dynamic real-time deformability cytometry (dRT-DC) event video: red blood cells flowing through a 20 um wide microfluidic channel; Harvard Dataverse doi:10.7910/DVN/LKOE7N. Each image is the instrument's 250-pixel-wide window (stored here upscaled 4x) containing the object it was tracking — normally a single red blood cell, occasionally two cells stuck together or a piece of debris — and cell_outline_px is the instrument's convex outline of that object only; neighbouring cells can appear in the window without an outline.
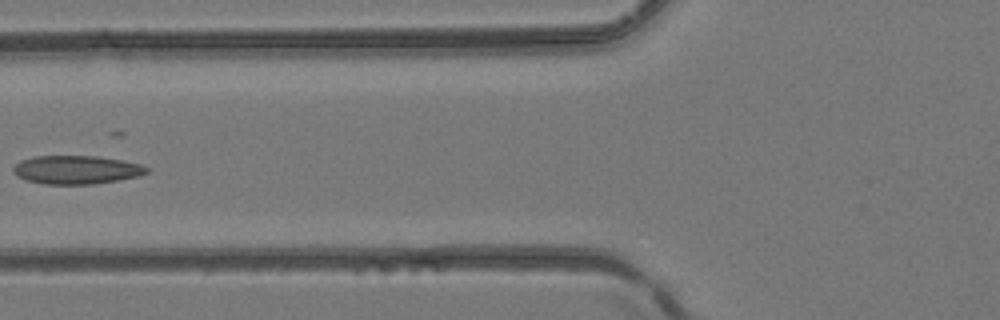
{"species": "common noctule bat (a hibernating species)", "species_latin": "Nyctalus noctula", "temperature_condition": "room temperature", "stored_images_in_passage": 3, "camera_frame_rate_fps": 3000, "um_per_image_px": 0.085, "animal": {"sex": "female", "body_mass_g": 24.6, "forearm_length_mm": 56.2}, "frame": {"image": 1, "passage_image": 3, "time_ms": 0.667, "image_size_px": [1000, 320], "cell_outline_px": [[152, 168], [148, 172], [140, 176], [92, 184], [44, 184], [24, 180], [16, 176], [12, 172], [12, 168], [20, 160], [32, 156], [96, 156], [120, 160], [140, 164]], "centroid_in_image_um": [6.46, 14.43], "position_along_channel_um": 119.3, "area_um2": 22.31}}